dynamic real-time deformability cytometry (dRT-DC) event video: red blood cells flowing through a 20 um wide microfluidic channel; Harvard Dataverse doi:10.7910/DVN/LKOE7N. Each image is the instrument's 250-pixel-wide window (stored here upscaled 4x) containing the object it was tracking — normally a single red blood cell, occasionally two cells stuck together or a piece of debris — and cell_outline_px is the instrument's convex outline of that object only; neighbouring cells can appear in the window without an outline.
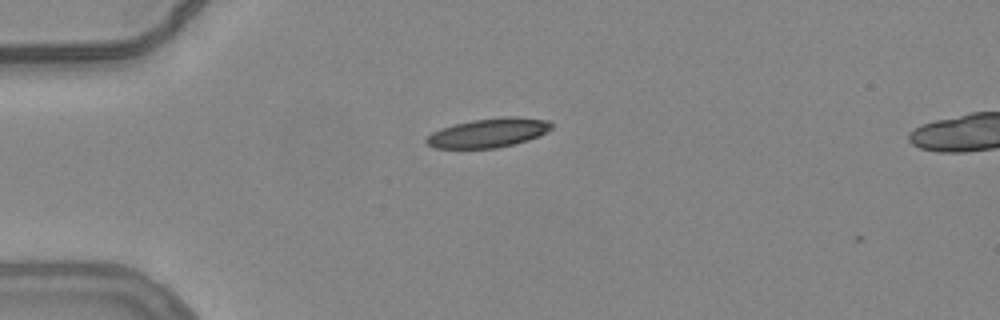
{"species": "common noctule bat (a hibernating species)", "species_latin": "Nyctalus noctula", "temperature_condition": "warm", "stored_images_in_passage": 2, "camera_frame_rate_fps": 3000, "um_per_image_px": 0.085, "animal": {"sex": "female", "body_mass_g": 24.6, "forearm_length_mm": 56.2}, "frame": {"image": 1, "passage_image": 1, "time_ms": 0.0, "image_size_px": [1000, 320], "cell_outline_px": [[552, 128], [528, 140], [496, 148], [432, 148], [424, 140], [432, 132], [440, 128], [452, 124], [472, 120], [504, 116], [516, 116], [548, 120], [552, 124]], "centroid_in_image_um": [41.47, 11.28], "position_along_channel_um": 43.5, "area_um2": 21.21}}